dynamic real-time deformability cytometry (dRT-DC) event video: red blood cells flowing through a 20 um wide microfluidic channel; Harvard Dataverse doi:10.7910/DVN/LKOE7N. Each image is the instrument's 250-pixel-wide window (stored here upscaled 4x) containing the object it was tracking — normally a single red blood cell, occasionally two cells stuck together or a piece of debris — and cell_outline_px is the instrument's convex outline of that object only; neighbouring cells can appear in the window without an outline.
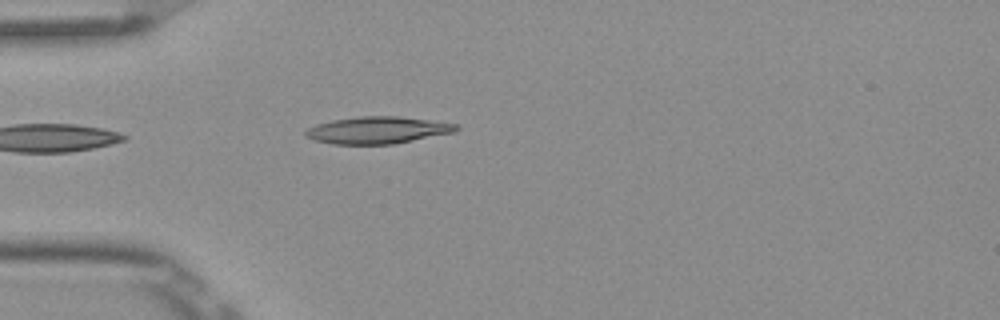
{"species": "Egyptian fruit bat (a non-hibernating species)", "species_latin": "Rousettus aegyptiacus", "temperature_condition": "room temperature", "stored_images_in_passage": 3, "camera_frame_rate_fps": 3000, "um_per_image_px": 0.085, "frame": {"image": 1, "passage_image": 3, "time_ms": 0.667, "image_size_px": [1000, 320], "cell_outline_px": [[460, 128], [452, 132], [392, 144], [332, 144], [316, 140], [304, 136], [304, 132], [308, 128], [316, 124], [332, 120], [360, 116], [396, 116], [428, 120], [456, 124]], "centroid_in_image_um": [32.02, 11.06], "position_along_channel_um": 53.0, "area_um2": 23.35}}